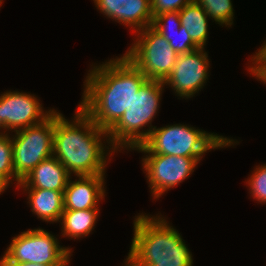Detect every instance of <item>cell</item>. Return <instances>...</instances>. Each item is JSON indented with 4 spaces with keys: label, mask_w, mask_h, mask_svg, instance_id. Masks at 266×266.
Returning a JSON list of instances; mask_svg holds the SVG:
<instances>
[{
    "label": "cell",
    "mask_w": 266,
    "mask_h": 266,
    "mask_svg": "<svg viewBox=\"0 0 266 266\" xmlns=\"http://www.w3.org/2000/svg\"><path fill=\"white\" fill-rule=\"evenodd\" d=\"M125 55L147 79L165 81L176 64L178 53L152 26L136 33Z\"/></svg>",
    "instance_id": "obj_7"
},
{
    "label": "cell",
    "mask_w": 266,
    "mask_h": 266,
    "mask_svg": "<svg viewBox=\"0 0 266 266\" xmlns=\"http://www.w3.org/2000/svg\"><path fill=\"white\" fill-rule=\"evenodd\" d=\"M0 266H68V265H43L28 262H0Z\"/></svg>",
    "instance_id": "obj_24"
},
{
    "label": "cell",
    "mask_w": 266,
    "mask_h": 266,
    "mask_svg": "<svg viewBox=\"0 0 266 266\" xmlns=\"http://www.w3.org/2000/svg\"><path fill=\"white\" fill-rule=\"evenodd\" d=\"M209 59L205 48L178 54L172 72L164 81L182 99L201 91L209 77Z\"/></svg>",
    "instance_id": "obj_11"
},
{
    "label": "cell",
    "mask_w": 266,
    "mask_h": 266,
    "mask_svg": "<svg viewBox=\"0 0 266 266\" xmlns=\"http://www.w3.org/2000/svg\"><path fill=\"white\" fill-rule=\"evenodd\" d=\"M204 8V11L215 23L231 27L234 19V9L231 0H194Z\"/></svg>",
    "instance_id": "obj_19"
},
{
    "label": "cell",
    "mask_w": 266,
    "mask_h": 266,
    "mask_svg": "<svg viewBox=\"0 0 266 266\" xmlns=\"http://www.w3.org/2000/svg\"><path fill=\"white\" fill-rule=\"evenodd\" d=\"M105 175L71 176L63 192L64 209H99L98 203L105 197ZM100 200V201H99Z\"/></svg>",
    "instance_id": "obj_13"
},
{
    "label": "cell",
    "mask_w": 266,
    "mask_h": 266,
    "mask_svg": "<svg viewBox=\"0 0 266 266\" xmlns=\"http://www.w3.org/2000/svg\"><path fill=\"white\" fill-rule=\"evenodd\" d=\"M126 262L125 263V266H132L127 260H125Z\"/></svg>",
    "instance_id": "obj_27"
},
{
    "label": "cell",
    "mask_w": 266,
    "mask_h": 266,
    "mask_svg": "<svg viewBox=\"0 0 266 266\" xmlns=\"http://www.w3.org/2000/svg\"><path fill=\"white\" fill-rule=\"evenodd\" d=\"M0 95V127L4 133L42 123L54 112V109H42L34 94L10 90Z\"/></svg>",
    "instance_id": "obj_10"
},
{
    "label": "cell",
    "mask_w": 266,
    "mask_h": 266,
    "mask_svg": "<svg viewBox=\"0 0 266 266\" xmlns=\"http://www.w3.org/2000/svg\"><path fill=\"white\" fill-rule=\"evenodd\" d=\"M75 113L70 122L55 110L53 156L64 165L70 176L105 175L107 156L116 152L107 146L110 144L108 133L79 106ZM102 138H106V142Z\"/></svg>",
    "instance_id": "obj_2"
},
{
    "label": "cell",
    "mask_w": 266,
    "mask_h": 266,
    "mask_svg": "<svg viewBox=\"0 0 266 266\" xmlns=\"http://www.w3.org/2000/svg\"><path fill=\"white\" fill-rule=\"evenodd\" d=\"M151 26L169 42L170 47L178 54L189 53L200 48L181 25L179 11L165 12L155 16ZM174 33L177 40L181 38L178 42Z\"/></svg>",
    "instance_id": "obj_15"
},
{
    "label": "cell",
    "mask_w": 266,
    "mask_h": 266,
    "mask_svg": "<svg viewBox=\"0 0 266 266\" xmlns=\"http://www.w3.org/2000/svg\"><path fill=\"white\" fill-rule=\"evenodd\" d=\"M153 18L159 14L171 11H180L185 5L194 0H150Z\"/></svg>",
    "instance_id": "obj_22"
},
{
    "label": "cell",
    "mask_w": 266,
    "mask_h": 266,
    "mask_svg": "<svg viewBox=\"0 0 266 266\" xmlns=\"http://www.w3.org/2000/svg\"><path fill=\"white\" fill-rule=\"evenodd\" d=\"M0 174L5 176L11 184L12 180L16 181L17 185L21 181L13 170V144L8 133L0 135Z\"/></svg>",
    "instance_id": "obj_20"
},
{
    "label": "cell",
    "mask_w": 266,
    "mask_h": 266,
    "mask_svg": "<svg viewBox=\"0 0 266 266\" xmlns=\"http://www.w3.org/2000/svg\"><path fill=\"white\" fill-rule=\"evenodd\" d=\"M10 183L11 182L5 176L0 174V194L9 187Z\"/></svg>",
    "instance_id": "obj_25"
},
{
    "label": "cell",
    "mask_w": 266,
    "mask_h": 266,
    "mask_svg": "<svg viewBox=\"0 0 266 266\" xmlns=\"http://www.w3.org/2000/svg\"><path fill=\"white\" fill-rule=\"evenodd\" d=\"M135 216L127 260L132 266H193L192 253L180 233L161 216Z\"/></svg>",
    "instance_id": "obj_3"
},
{
    "label": "cell",
    "mask_w": 266,
    "mask_h": 266,
    "mask_svg": "<svg viewBox=\"0 0 266 266\" xmlns=\"http://www.w3.org/2000/svg\"><path fill=\"white\" fill-rule=\"evenodd\" d=\"M58 238L42 229H28L12 238L0 262L68 265L72 249L59 245Z\"/></svg>",
    "instance_id": "obj_6"
},
{
    "label": "cell",
    "mask_w": 266,
    "mask_h": 266,
    "mask_svg": "<svg viewBox=\"0 0 266 266\" xmlns=\"http://www.w3.org/2000/svg\"><path fill=\"white\" fill-rule=\"evenodd\" d=\"M252 64L249 65L248 70L250 75H254L256 79L266 70V42L263 43V46L258 49V52H255L251 56Z\"/></svg>",
    "instance_id": "obj_23"
},
{
    "label": "cell",
    "mask_w": 266,
    "mask_h": 266,
    "mask_svg": "<svg viewBox=\"0 0 266 266\" xmlns=\"http://www.w3.org/2000/svg\"><path fill=\"white\" fill-rule=\"evenodd\" d=\"M89 72L79 107L99 128L108 131L147 78L125 55L96 64Z\"/></svg>",
    "instance_id": "obj_1"
},
{
    "label": "cell",
    "mask_w": 266,
    "mask_h": 266,
    "mask_svg": "<svg viewBox=\"0 0 266 266\" xmlns=\"http://www.w3.org/2000/svg\"><path fill=\"white\" fill-rule=\"evenodd\" d=\"M99 209L69 210L64 209L60 223L63 237L79 239L89 235L95 228Z\"/></svg>",
    "instance_id": "obj_17"
},
{
    "label": "cell",
    "mask_w": 266,
    "mask_h": 266,
    "mask_svg": "<svg viewBox=\"0 0 266 266\" xmlns=\"http://www.w3.org/2000/svg\"><path fill=\"white\" fill-rule=\"evenodd\" d=\"M239 143L233 138L208 133L195 127L173 124L154 128L149 138L134 148L146 154L174 155L190 158H203L207 151L231 147Z\"/></svg>",
    "instance_id": "obj_5"
},
{
    "label": "cell",
    "mask_w": 266,
    "mask_h": 266,
    "mask_svg": "<svg viewBox=\"0 0 266 266\" xmlns=\"http://www.w3.org/2000/svg\"><path fill=\"white\" fill-rule=\"evenodd\" d=\"M164 86L163 81L151 79H147L140 86L124 114L107 131L109 146H112L117 152L125 148L133 150L149 138L152 130L156 127L151 123L160 108L159 103ZM146 126L149 129L142 130Z\"/></svg>",
    "instance_id": "obj_4"
},
{
    "label": "cell",
    "mask_w": 266,
    "mask_h": 266,
    "mask_svg": "<svg viewBox=\"0 0 266 266\" xmlns=\"http://www.w3.org/2000/svg\"><path fill=\"white\" fill-rule=\"evenodd\" d=\"M70 178L64 165L54 156L43 160L17 185L23 189L64 191Z\"/></svg>",
    "instance_id": "obj_14"
},
{
    "label": "cell",
    "mask_w": 266,
    "mask_h": 266,
    "mask_svg": "<svg viewBox=\"0 0 266 266\" xmlns=\"http://www.w3.org/2000/svg\"><path fill=\"white\" fill-rule=\"evenodd\" d=\"M257 79L266 84V70Z\"/></svg>",
    "instance_id": "obj_26"
},
{
    "label": "cell",
    "mask_w": 266,
    "mask_h": 266,
    "mask_svg": "<svg viewBox=\"0 0 266 266\" xmlns=\"http://www.w3.org/2000/svg\"><path fill=\"white\" fill-rule=\"evenodd\" d=\"M200 160L202 158L163 154H147L142 158V169L146 173L153 199H159L169 189L187 179Z\"/></svg>",
    "instance_id": "obj_9"
},
{
    "label": "cell",
    "mask_w": 266,
    "mask_h": 266,
    "mask_svg": "<svg viewBox=\"0 0 266 266\" xmlns=\"http://www.w3.org/2000/svg\"><path fill=\"white\" fill-rule=\"evenodd\" d=\"M179 16L181 25L185 27L190 38L200 48H204L207 44L209 18L204 8L193 1L179 11Z\"/></svg>",
    "instance_id": "obj_18"
},
{
    "label": "cell",
    "mask_w": 266,
    "mask_h": 266,
    "mask_svg": "<svg viewBox=\"0 0 266 266\" xmlns=\"http://www.w3.org/2000/svg\"><path fill=\"white\" fill-rule=\"evenodd\" d=\"M28 194V202L33 214L48 222H60L64 211V191L47 189H24Z\"/></svg>",
    "instance_id": "obj_16"
},
{
    "label": "cell",
    "mask_w": 266,
    "mask_h": 266,
    "mask_svg": "<svg viewBox=\"0 0 266 266\" xmlns=\"http://www.w3.org/2000/svg\"><path fill=\"white\" fill-rule=\"evenodd\" d=\"M250 196L260 203H266V164L257 165L253 173L247 178Z\"/></svg>",
    "instance_id": "obj_21"
},
{
    "label": "cell",
    "mask_w": 266,
    "mask_h": 266,
    "mask_svg": "<svg viewBox=\"0 0 266 266\" xmlns=\"http://www.w3.org/2000/svg\"><path fill=\"white\" fill-rule=\"evenodd\" d=\"M95 7L109 19L127 25L135 34L151 26L150 0H93Z\"/></svg>",
    "instance_id": "obj_12"
},
{
    "label": "cell",
    "mask_w": 266,
    "mask_h": 266,
    "mask_svg": "<svg viewBox=\"0 0 266 266\" xmlns=\"http://www.w3.org/2000/svg\"><path fill=\"white\" fill-rule=\"evenodd\" d=\"M0 130H1L0 135H2L4 132L2 131V128L1 127H0Z\"/></svg>",
    "instance_id": "obj_28"
},
{
    "label": "cell",
    "mask_w": 266,
    "mask_h": 266,
    "mask_svg": "<svg viewBox=\"0 0 266 266\" xmlns=\"http://www.w3.org/2000/svg\"><path fill=\"white\" fill-rule=\"evenodd\" d=\"M55 110L42 123L18 130L11 137L13 170L22 180L43 160L53 156Z\"/></svg>",
    "instance_id": "obj_8"
}]
</instances>
